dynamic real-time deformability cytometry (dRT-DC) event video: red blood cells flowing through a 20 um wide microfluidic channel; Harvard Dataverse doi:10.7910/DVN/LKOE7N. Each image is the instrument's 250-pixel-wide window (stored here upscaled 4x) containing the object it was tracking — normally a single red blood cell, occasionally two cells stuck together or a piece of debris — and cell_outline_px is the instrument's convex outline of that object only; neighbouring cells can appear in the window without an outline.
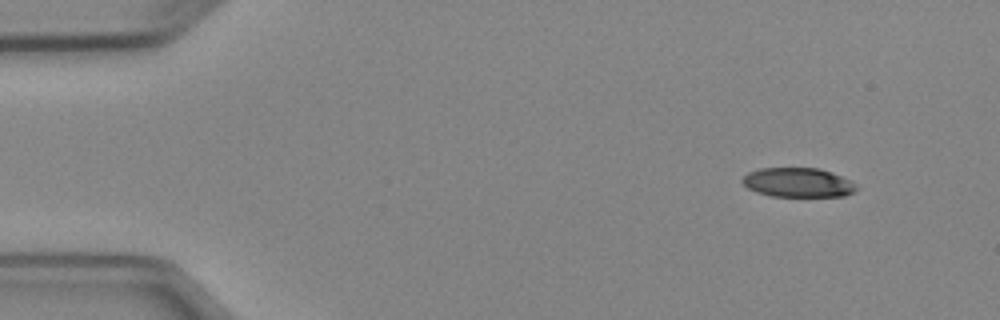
{"species": "Egyptian fruit bat (a non-hibernating species)", "species_latin": "Rousettus aegyptiacus", "temperature_condition": "cold", "stored_images_in_passage": 5, "segment_of_instrument_passage": [1, 2], "camera_frame_rate_fps": 3000, "um_per_image_px": 0.085, "animal": {"sex": "female"}, "frame": {"image": 1, "passage_image": 1, "time_ms": 0.0, "image_size_px": [1000, 320], "cell_outline_px": [[860, 188], [844, 196], [772, 196], [756, 192], [748, 188], [740, 180], [748, 172], [760, 168], [820, 168], [832, 172], [852, 180]], "centroid_in_image_um": [67.86, 15.51], "position_along_channel_um": 17.1, "area_um2": 19.65}}
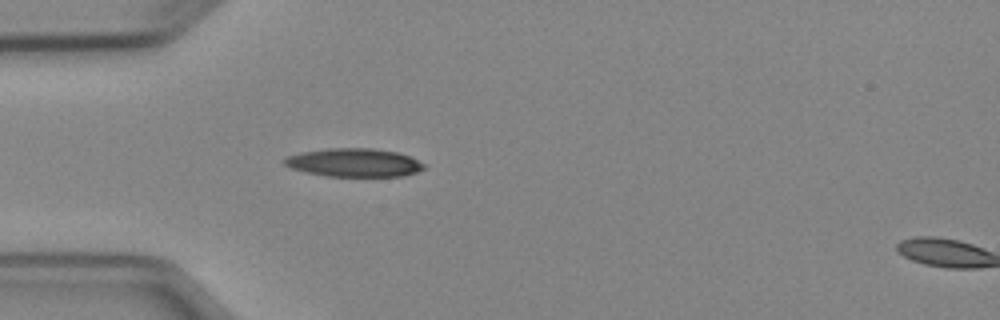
{"frame": {"image": 2, "passage_image": 4, "time_ms": 3.333, "image_size_px": [1000, 320], "cell_outline_px": [[428, 164], [424, 168], [416, 172], [404, 176], [328, 176], [308, 172], [292, 168], [284, 164], [284, 160], [288, 156], [304, 152], [328, 148], [372, 148], [396, 152], [408, 156]], "centroid_in_image_um": [30.15, 13.82], "position_along_channel_um": 54.8, "area_um2": 22.83}}